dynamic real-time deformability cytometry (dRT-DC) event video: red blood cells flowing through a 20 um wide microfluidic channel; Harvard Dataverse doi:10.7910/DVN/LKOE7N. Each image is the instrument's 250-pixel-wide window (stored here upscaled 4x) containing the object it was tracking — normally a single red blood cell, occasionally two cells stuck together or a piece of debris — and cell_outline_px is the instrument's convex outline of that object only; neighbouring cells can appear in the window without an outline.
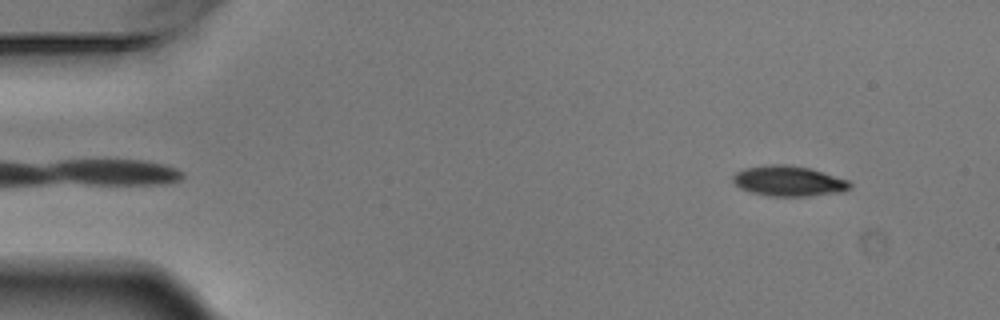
{"species": "Egyptian fruit bat (a non-hibernating species)", "species_latin": "Rousettus aegyptiacus", "temperature_condition": "warm", "stored_images_in_passage": 6, "segment_of_instrument_passage": [2, 2], "camera_frame_rate_fps": 3000, "um_per_image_px": 0.085, "animal": {"sex": "male"}, "frame": {"image": 1, "passage_image": 6, "time_ms": 1.667, "image_size_px": [1000, 320], "cell_outline_px": [[852, 188], [844, 192], [812, 196], [768, 196], [752, 192], [740, 188], [732, 180], [732, 176], [736, 172], [744, 168], [768, 164], [788, 164], [812, 168], [848, 180], [852, 184]], "centroid_in_image_um": [67.07, 15.38], "position_along_channel_um": 17.9, "area_um2": 21.04}}